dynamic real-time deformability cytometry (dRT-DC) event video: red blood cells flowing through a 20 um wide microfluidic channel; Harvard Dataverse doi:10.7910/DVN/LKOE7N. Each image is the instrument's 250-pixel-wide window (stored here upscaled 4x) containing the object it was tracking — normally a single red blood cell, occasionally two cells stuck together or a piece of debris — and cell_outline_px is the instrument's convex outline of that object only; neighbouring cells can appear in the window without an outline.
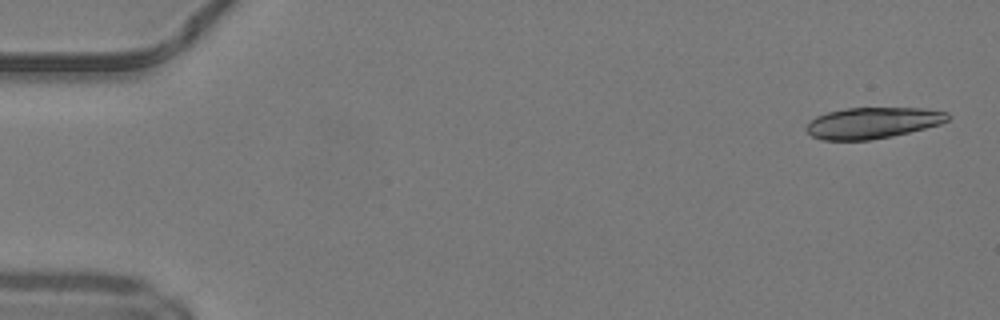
{"species": "common noctule bat (a hibernating species)", "species_latin": "Nyctalus noctula", "temperature_condition": "warm", "stored_images_in_passage": 11, "camera_frame_rate_fps": 3000, "um_per_image_px": 0.085, "animal": {"sex": "male", "body_mass_g": 19.2, "forearm_length_mm": 51.8}, "frame": {"image": 1, "passage_image": 1, "time_ms": 0.0, "image_size_px": [1000, 320], "cell_outline_px": [[948, 120], [940, 124], [892, 136], [868, 140], [824, 140], [812, 136], [804, 128], [816, 116], [828, 112], [848, 108], [924, 108], [948, 112]], "centroid_in_image_um": [74.17, 10.44], "position_along_channel_um": 10.8, "area_um2": 25.43}}